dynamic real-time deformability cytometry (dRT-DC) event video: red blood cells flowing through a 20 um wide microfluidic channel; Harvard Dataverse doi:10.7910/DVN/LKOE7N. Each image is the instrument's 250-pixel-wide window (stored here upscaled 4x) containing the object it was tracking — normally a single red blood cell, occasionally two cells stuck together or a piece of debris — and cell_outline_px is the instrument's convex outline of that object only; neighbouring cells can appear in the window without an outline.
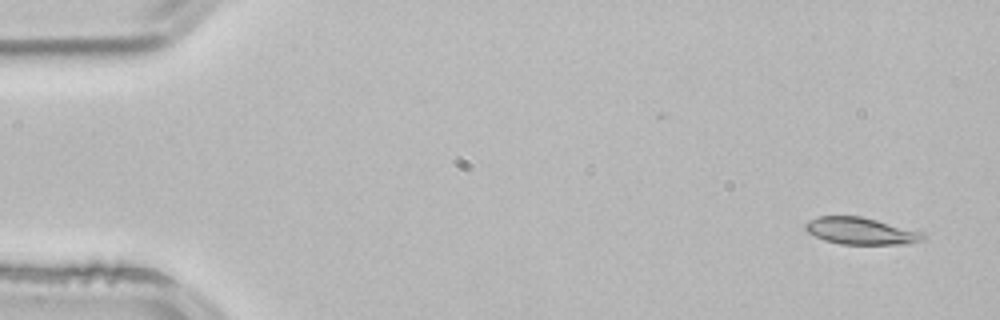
{"species": "common noctule bat (a hibernating species)", "species_latin": "Nyctalus noctula", "temperature_condition": "room temperature", "stored_images_in_passage": 3, "camera_frame_rate_fps": 3000, "um_per_image_px": 0.085, "animal": {"sex": "male", "body_mass_g": 21.5, "forearm_length_mm": 52.0}, "frame": {"image": 1, "passage_image": 1, "time_ms": 0.0, "image_size_px": [1000, 320], "cell_outline_px": [[924, 240], [908, 244], [840, 244], [824, 240], [808, 232], [804, 228], [804, 224], [808, 220], [816, 216], [860, 216], [924, 232]], "centroid_in_image_um": [73.15, 19.63], "position_along_channel_um": 11.8, "area_um2": 18.5}}
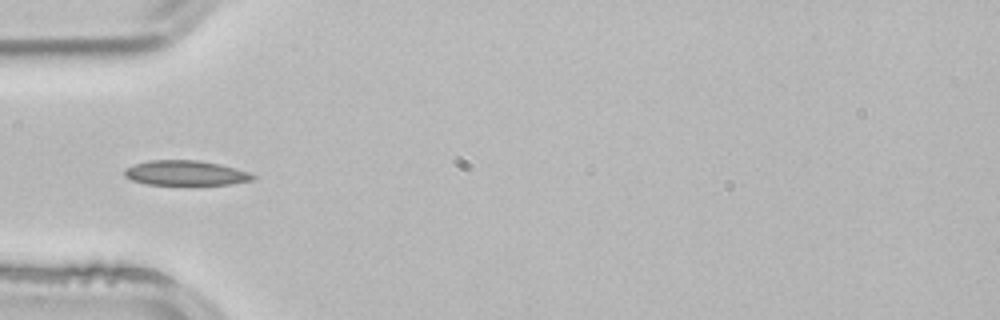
{"frame": {"image": 2, "passage_image": 3, "time_ms": 0.667, "image_size_px": [1000, 320], "cell_outline_px": [[256, 180], [232, 184], [148, 184], [132, 180], [124, 176], [124, 168], [136, 164], [152, 160], [196, 160], [220, 164], [248, 172], [256, 176]], "centroid_in_image_um": [15.8, 14.7], "position_along_channel_um": 69.2, "area_um2": 18.44}}